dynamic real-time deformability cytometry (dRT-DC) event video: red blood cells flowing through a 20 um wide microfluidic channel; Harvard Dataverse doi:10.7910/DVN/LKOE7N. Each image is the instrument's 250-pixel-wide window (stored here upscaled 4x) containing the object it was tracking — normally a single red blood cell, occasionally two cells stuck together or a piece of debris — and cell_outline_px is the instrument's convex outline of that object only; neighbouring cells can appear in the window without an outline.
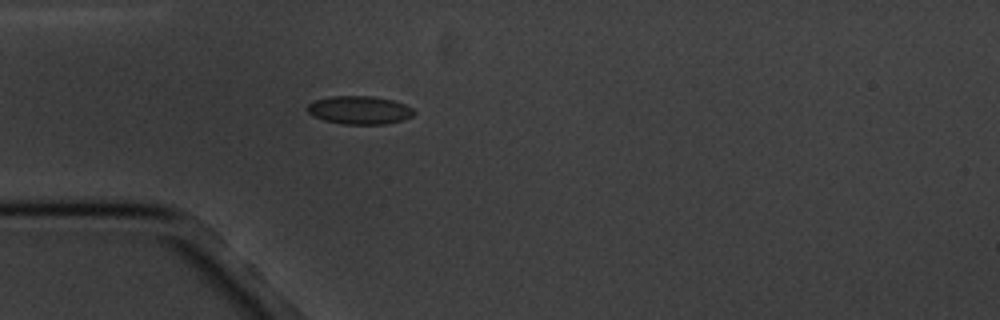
{"species": "common noctule bat (a hibernating species)", "species_latin": "Nyctalus noctula", "temperature_condition": "cold", "stored_images_in_passage": 2, "camera_frame_rate_fps": 3000, "um_per_image_px": 0.085, "animal": {"sex": "male", "body_mass_g": 20.1, "forearm_length_mm": 53.5}, "frame": {"image": 1, "passage_image": 2, "time_ms": 1.333, "image_size_px": [1000, 320], "cell_outline_px": [[416, 112], [412, 116], [404, 120], [384, 124], [344, 124], [324, 120], [312, 116], [304, 108], [308, 104], [316, 100], [328, 96], [372, 96], [392, 100], [404, 104], [412, 108]], "centroid_in_image_um": [30.53, 9.36], "position_along_channel_um": 54.5, "area_um2": 17.63}}